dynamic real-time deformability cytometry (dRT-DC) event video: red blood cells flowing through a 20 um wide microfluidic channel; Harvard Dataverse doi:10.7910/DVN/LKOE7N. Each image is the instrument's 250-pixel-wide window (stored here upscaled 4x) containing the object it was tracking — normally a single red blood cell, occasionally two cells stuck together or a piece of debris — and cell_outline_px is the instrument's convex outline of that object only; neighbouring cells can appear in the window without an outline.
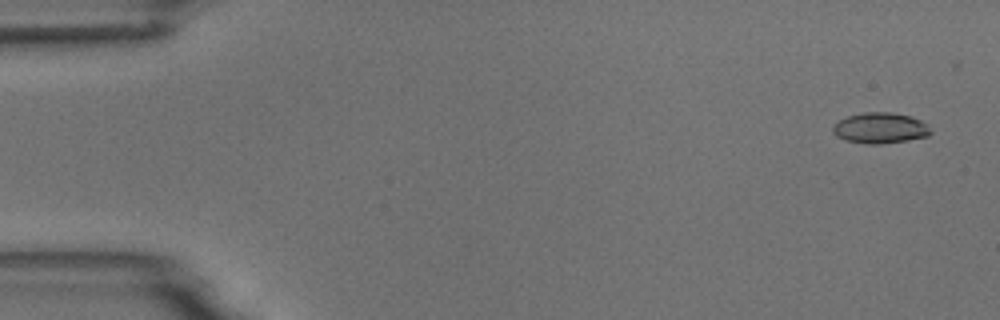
{"species": "common noctule bat (a hibernating species)", "species_latin": "Nyctalus noctula", "temperature_condition": "room temperature", "stored_images_in_passage": 5, "camera_frame_rate_fps": 3000, "um_per_image_px": 0.085, "animal": {"sex": "male", "body_mass_g": 18.8}, "frame": {"image": 1, "passage_image": 1, "time_ms": 0.0, "image_size_px": [1000, 320], "cell_outline_px": [[932, 132], [928, 136], [908, 140], [880, 144], [868, 144], [844, 140], [836, 136], [832, 132], [832, 128], [840, 120], [848, 116], [864, 112], [888, 112], [912, 116], [928, 124]], "centroid_in_image_um": [74.84, 10.89], "position_along_channel_um": 10.2, "area_um2": 17.57}}
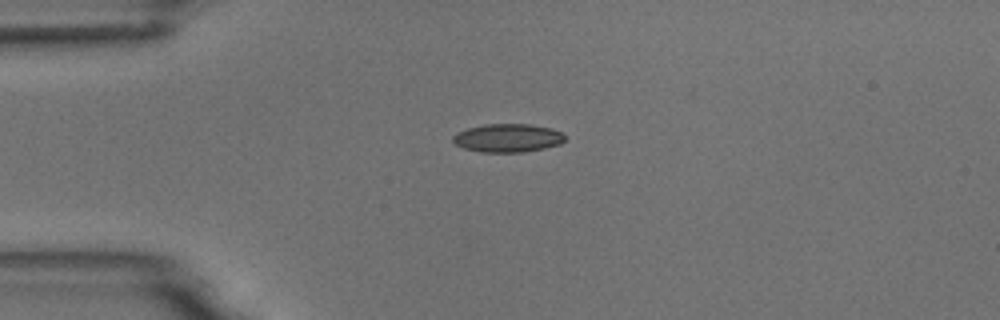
{"frame": {"image": 2, "passage_image": 4, "time_ms": 3.667, "image_size_px": [1000, 320], "cell_outline_px": [[564, 140], [560, 144], [544, 148], [524, 152], [480, 152], [464, 148], [456, 144], [452, 140], [452, 136], [456, 132], [468, 128], [488, 124], [532, 124], [552, 128], [560, 132], [564, 136]], "centroid_in_image_um": [43.15, 11.72], "position_along_channel_um": 41.9, "area_um2": 18.5}}